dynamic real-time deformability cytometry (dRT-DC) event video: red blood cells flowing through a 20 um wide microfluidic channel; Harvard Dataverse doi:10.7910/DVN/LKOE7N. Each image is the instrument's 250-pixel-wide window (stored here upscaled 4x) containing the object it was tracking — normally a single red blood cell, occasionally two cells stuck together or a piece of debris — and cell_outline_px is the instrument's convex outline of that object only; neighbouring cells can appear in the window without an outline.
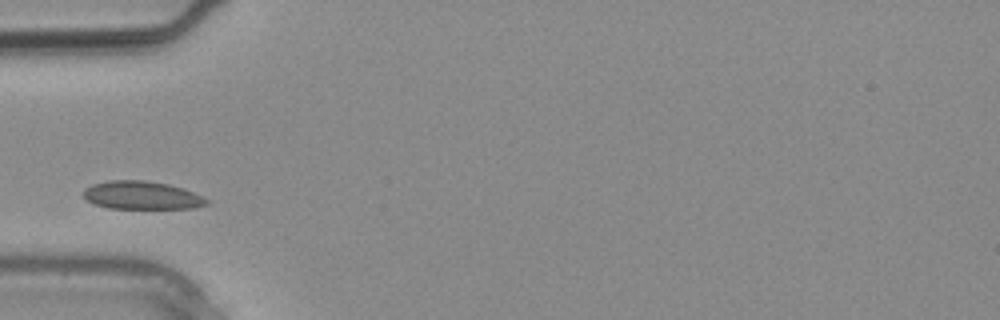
{"species": "common noctule bat (a hibernating species)", "species_latin": "Nyctalus noctula", "temperature_condition": "warm", "stored_images_in_passage": 2, "camera_frame_rate_fps": 3000, "um_per_image_px": 0.085, "animal": {"sex": "male", "body_mass_g": 20.4}, "frame": {"image": 1, "passage_image": 2, "time_ms": 0.333, "image_size_px": [1000, 320], "cell_outline_px": [[208, 204], [192, 208], [108, 208], [96, 204], [88, 200], [84, 196], [84, 188], [92, 184], [108, 180], [144, 180], [168, 184], [204, 196], [208, 200]], "centroid_in_image_um": [12.04, 16.59], "position_along_channel_um": 73.0, "area_um2": 20.0}}